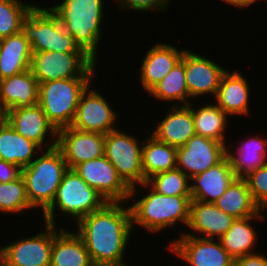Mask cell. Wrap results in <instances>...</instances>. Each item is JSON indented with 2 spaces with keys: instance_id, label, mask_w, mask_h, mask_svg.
I'll use <instances>...</instances> for the list:
<instances>
[{
  "instance_id": "27",
  "label": "cell",
  "mask_w": 267,
  "mask_h": 266,
  "mask_svg": "<svg viewBox=\"0 0 267 266\" xmlns=\"http://www.w3.org/2000/svg\"><path fill=\"white\" fill-rule=\"evenodd\" d=\"M32 50L22 32L0 39V80L30 68Z\"/></svg>"
},
{
  "instance_id": "15",
  "label": "cell",
  "mask_w": 267,
  "mask_h": 266,
  "mask_svg": "<svg viewBox=\"0 0 267 266\" xmlns=\"http://www.w3.org/2000/svg\"><path fill=\"white\" fill-rule=\"evenodd\" d=\"M6 121L17 133L36 143L42 150L56 146L57 130L39 104L6 111Z\"/></svg>"
},
{
  "instance_id": "18",
  "label": "cell",
  "mask_w": 267,
  "mask_h": 266,
  "mask_svg": "<svg viewBox=\"0 0 267 266\" xmlns=\"http://www.w3.org/2000/svg\"><path fill=\"white\" fill-rule=\"evenodd\" d=\"M234 221V217L224 213L214 203L191 200L187 227L192 233L181 231L178 236L184 233L200 238L220 239L231 228Z\"/></svg>"
},
{
  "instance_id": "36",
  "label": "cell",
  "mask_w": 267,
  "mask_h": 266,
  "mask_svg": "<svg viewBox=\"0 0 267 266\" xmlns=\"http://www.w3.org/2000/svg\"><path fill=\"white\" fill-rule=\"evenodd\" d=\"M244 179L255 204L260 210L267 212V163Z\"/></svg>"
},
{
  "instance_id": "34",
  "label": "cell",
  "mask_w": 267,
  "mask_h": 266,
  "mask_svg": "<svg viewBox=\"0 0 267 266\" xmlns=\"http://www.w3.org/2000/svg\"><path fill=\"white\" fill-rule=\"evenodd\" d=\"M146 183L163 195L191 196L190 178L178 168L154 174Z\"/></svg>"
},
{
  "instance_id": "13",
  "label": "cell",
  "mask_w": 267,
  "mask_h": 266,
  "mask_svg": "<svg viewBox=\"0 0 267 266\" xmlns=\"http://www.w3.org/2000/svg\"><path fill=\"white\" fill-rule=\"evenodd\" d=\"M75 172L107 202H127L131 188L105 155L76 165Z\"/></svg>"
},
{
  "instance_id": "25",
  "label": "cell",
  "mask_w": 267,
  "mask_h": 266,
  "mask_svg": "<svg viewBox=\"0 0 267 266\" xmlns=\"http://www.w3.org/2000/svg\"><path fill=\"white\" fill-rule=\"evenodd\" d=\"M264 213L265 211L260 210L254 216L235 219L231 228L219 239L222 247L234 260L247 254L257 252L255 246H258L256 244L261 242L257 241V239H259V234L256 230V224L253 225V220H258L259 223L260 221L264 222L263 220L266 221L267 219H265V217L267 218V216Z\"/></svg>"
},
{
  "instance_id": "16",
  "label": "cell",
  "mask_w": 267,
  "mask_h": 266,
  "mask_svg": "<svg viewBox=\"0 0 267 266\" xmlns=\"http://www.w3.org/2000/svg\"><path fill=\"white\" fill-rule=\"evenodd\" d=\"M186 85L190 98L216 96L224 73L228 70L202 54L184 51Z\"/></svg>"
},
{
  "instance_id": "40",
  "label": "cell",
  "mask_w": 267,
  "mask_h": 266,
  "mask_svg": "<svg viewBox=\"0 0 267 266\" xmlns=\"http://www.w3.org/2000/svg\"><path fill=\"white\" fill-rule=\"evenodd\" d=\"M219 1L232 5L234 8L237 7L240 9L241 8L249 9L250 6L252 7L253 4H256L257 1H260V0H219Z\"/></svg>"
},
{
  "instance_id": "9",
  "label": "cell",
  "mask_w": 267,
  "mask_h": 266,
  "mask_svg": "<svg viewBox=\"0 0 267 266\" xmlns=\"http://www.w3.org/2000/svg\"><path fill=\"white\" fill-rule=\"evenodd\" d=\"M139 139L119 128L105 135L104 155L130 188L147 181L141 160L143 140Z\"/></svg>"
},
{
  "instance_id": "7",
  "label": "cell",
  "mask_w": 267,
  "mask_h": 266,
  "mask_svg": "<svg viewBox=\"0 0 267 266\" xmlns=\"http://www.w3.org/2000/svg\"><path fill=\"white\" fill-rule=\"evenodd\" d=\"M94 79L69 78L39 84L38 104L57 131L71 126L81 95Z\"/></svg>"
},
{
  "instance_id": "29",
  "label": "cell",
  "mask_w": 267,
  "mask_h": 266,
  "mask_svg": "<svg viewBox=\"0 0 267 266\" xmlns=\"http://www.w3.org/2000/svg\"><path fill=\"white\" fill-rule=\"evenodd\" d=\"M41 151L36 143L17 133L7 121L0 126V159L22 169L27 167Z\"/></svg>"
},
{
  "instance_id": "19",
  "label": "cell",
  "mask_w": 267,
  "mask_h": 266,
  "mask_svg": "<svg viewBox=\"0 0 267 266\" xmlns=\"http://www.w3.org/2000/svg\"><path fill=\"white\" fill-rule=\"evenodd\" d=\"M186 49L178 46L156 42L145 52L141 60L139 81L142 90L147 93L166 76L174 65L181 59Z\"/></svg>"
},
{
  "instance_id": "32",
  "label": "cell",
  "mask_w": 267,
  "mask_h": 266,
  "mask_svg": "<svg viewBox=\"0 0 267 266\" xmlns=\"http://www.w3.org/2000/svg\"><path fill=\"white\" fill-rule=\"evenodd\" d=\"M214 204L235 219L254 216L260 211L253 201L246 180L242 178H235Z\"/></svg>"
},
{
  "instance_id": "28",
  "label": "cell",
  "mask_w": 267,
  "mask_h": 266,
  "mask_svg": "<svg viewBox=\"0 0 267 266\" xmlns=\"http://www.w3.org/2000/svg\"><path fill=\"white\" fill-rule=\"evenodd\" d=\"M204 105L195 108L194 103L188 106L192 109L196 135L203 136L227 146L228 136L225 132L229 128V116L216 103H202Z\"/></svg>"
},
{
  "instance_id": "5",
  "label": "cell",
  "mask_w": 267,
  "mask_h": 266,
  "mask_svg": "<svg viewBox=\"0 0 267 266\" xmlns=\"http://www.w3.org/2000/svg\"><path fill=\"white\" fill-rule=\"evenodd\" d=\"M106 203L105 198L90 187L74 169L68 168L58 187L56 197L43 213L42 220L56 226L55 219L58 218L55 217L62 213L64 217L71 218L76 224L84 216L101 209Z\"/></svg>"
},
{
  "instance_id": "21",
  "label": "cell",
  "mask_w": 267,
  "mask_h": 266,
  "mask_svg": "<svg viewBox=\"0 0 267 266\" xmlns=\"http://www.w3.org/2000/svg\"><path fill=\"white\" fill-rule=\"evenodd\" d=\"M157 122L155 130L149 132L157 140L170 146H184L196 135L192 109L188 105L168 107L161 121Z\"/></svg>"
},
{
  "instance_id": "26",
  "label": "cell",
  "mask_w": 267,
  "mask_h": 266,
  "mask_svg": "<svg viewBox=\"0 0 267 266\" xmlns=\"http://www.w3.org/2000/svg\"><path fill=\"white\" fill-rule=\"evenodd\" d=\"M39 83L30 69L0 80V101L6 111L38 104Z\"/></svg>"
},
{
  "instance_id": "11",
  "label": "cell",
  "mask_w": 267,
  "mask_h": 266,
  "mask_svg": "<svg viewBox=\"0 0 267 266\" xmlns=\"http://www.w3.org/2000/svg\"><path fill=\"white\" fill-rule=\"evenodd\" d=\"M89 85L81 95L77 106L72 128L95 132L106 135L108 132L118 128V112L115 111L108 98L104 94Z\"/></svg>"
},
{
  "instance_id": "10",
  "label": "cell",
  "mask_w": 267,
  "mask_h": 266,
  "mask_svg": "<svg viewBox=\"0 0 267 266\" xmlns=\"http://www.w3.org/2000/svg\"><path fill=\"white\" fill-rule=\"evenodd\" d=\"M43 226L38 234L0 245V266H50L54 225L44 222Z\"/></svg>"
},
{
  "instance_id": "23",
  "label": "cell",
  "mask_w": 267,
  "mask_h": 266,
  "mask_svg": "<svg viewBox=\"0 0 267 266\" xmlns=\"http://www.w3.org/2000/svg\"><path fill=\"white\" fill-rule=\"evenodd\" d=\"M239 145L227 144V154L236 178L244 179L250 173L267 163V137L259 135L248 136ZM229 145V146H228ZM231 148V149H230ZM232 150V151H230ZM235 151V152H234Z\"/></svg>"
},
{
  "instance_id": "8",
  "label": "cell",
  "mask_w": 267,
  "mask_h": 266,
  "mask_svg": "<svg viewBox=\"0 0 267 266\" xmlns=\"http://www.w3.org/2000/svg\"><path fill=\"white\" fill-rule=\"evenodd\" d=\"M98 64L84 49L66 53L42 51L32 52L29 69L40 84L58 79L95 78Z\"/></svg>"
},
{
  "instance_id": "38",
  "label": "cell",
  "mask_w": 267,
  "mask_h": 266,
  "mask_svg": "<svg viewBox=\"0 0 267 266\" xmlns=\"http://www.w3.org/2000/svg\"><path fill=\"white\" fill-rule=\"evenodd\" d=\"M21 170L19 166L0 159V183L16 180L21 176Z\"/></svg>"
},
{
  "instance_id": "24",
  "label": "cell",
  "mask_w": 267,
  "mask_h": 266,
  "mask_svg": "<svg viewBox=\"0 0 267 266\" xmlns=\"http://www.w3.org/2000/svg\"><path fill=\"white\" fill-rule=\"evenodd\" d=\"M54 225L50 266H95L82 238L73 230Z\"/></svg>"
},
{
  "instance_id": "30",
  "label": "cell",
  "mask_w": 267,
  "mask_h": 266,
  "mask_svg": "<svg viewBox=\"0 0 267 266\" xmlns=\"http://www.w3.org/2000/svg\"><path fill=\"white\" fill-rule=\"evenodd\" d=\"M148 136L142 145V170L147 180L154 174L176 168L177 148L160 142L146 131Z\"/></svg>"
},
{
  "instance_id": "31",
  "label": "cell",
  "mask_w": 267,
  "mask_h": 266,
  "mask_svg": "<svg viewBox=\"0 0 267 266\" xmlns=\"http://www.w3.org/2000/svg\"><path fill=\"white\" fill-rule=\"evenodd\" d=\"M148 94L152 95L156 101L160 100L159 103L161 101H164V103H172L174 101L172 106H185L194 102L191 101L186 85L184 53L171 71Z\"/></svg>"
},
{
  "instance_id": "4",
  "label": "cell",
  "mask_w": 267,
  "mask_h": 266,
  "mask_svg": "<svg viewBox=\"0 0 267 266\" xmlns=\"http://www.w3.org/2000/svg\"><path fill=\"white\" fill-rule=\"evenodd\" d=\"M67 169L66 161L56 146L42 150L27 167L22 168L21 176L34 210L39 208L43 214L50 207Z\"/></svg>"
},
{
  "instance_id": "12",
  "label": "cell",
  "mask_w": 267,
  "mask_h": 266,
  "mask_svg": "<svg viewBox=\"0 0 267 266\" xmlns=\"http://www.w3.org/2000/svg\"><path fill=\"white\" fill-rule=\"evenodd\" d=\"M167 247L184 266H234V259L222 247L219 239H207L184 233L170 240Z\"/></svg>"
},
{
  "instance_id": "20",
  "label": "cell",
  "mask_w": 267,
  "mask_h": 266,
  "mask_svg": "<svg viewBox=\"0 0 267 266\" xmlns=\"http://www.w3.org/2000/svg\"><path fill=\"white\" fill-rule=\"evenodd\" d=\"M248 78L237 69L228 70L222 76L217 94L213 98L215 103L230 117L251 115L250 109V84ZM250 112V113H249Z\"/></svg>"
},
{
  "instance_id": "1",
  "label": "cell",
  "mask_w": 267,
  "mask_h": 266,
  "mask_svg": "<svg viewBox=\"0 0 267 266\" xmlns=\"http://www.w3.org/2000/svg\"><path fill=\"white\" fill-rule=\"evenodd\" d=\"M127 203L107 202L101 209L80 219L77 228H73L82 238L95 266L128 265L125 257L129 253L127 248L133 227Z\"/></svg>"
},
{
  "instance_id": "41",
  "label": "cell",
  "mask_w": 267,
  "mask_h": 266,
  "mask_svg": "<svg viewBox=\"0 0 267 266\" xmlns=\"http://www.w3.org/2000/svg\"><path fill=\"white\" fill-rule=\"evenodd\" d=\"M6 121V110L0 101V126Z\"/></svg>"
},
{
  "instance_id": "14",
  "label": "cell",
  "mask_w": 267,
  "mask_h": 266,
  "mask_svg": "<svg viewBox=\"0 0 267 266\" xmlns=\"http://www.w3.org/2000/svg\"><path fill=\"white\" fill-rule=\"evenodd\" d=\"M226 149L223 143L194 135L177 148L176 168L192 178L220 163L226 157Z\"/></svg>"
},
{
  "instance_id": "35",
  "label": "cell",
  "mask_w": 267,
  "mask_h": 266,
  "mask_svg": "<svg viewBox=\"0 0 267 266\" xmlns=\"http://www.w3.org/2000/svg\"><path fill=\"white\" fill-rule=\"evenodd\" d=\"M34 3L0 0V39L21 32L22 20Z\"/></svg>"
},
{
  "instance_id": "17",
  "label": "cell",
  "mask_w": 267,
  "mask_h": 266,
  "mask_svg": "<svg viewBox=\"0 0 267 266\" xmlns=\"http://www.w3.org/2000/svg\"><path fill=\"white\" fill-rule=\"evenodd\" d=\"M56 147L68 168L104 155L105 135L65 127L57 131Z\"/></svg>"
},
{
  "instance_id": "37",
  "label": "cell",
  "mask_w": 267,
  "mask_h": 266,
  "mask_svg": "<svg viewBox=\"0 0 267 266\" xmlns=\"http://www.w3.org/2000/svg\"><path fill=\"white\" fill-rule=\"evenodd\" d=\"M118 3L116 6L117 9H121L120 11L130 10V11H137V12H148L152 11L151 13L167 11L168 6L171 4L172 0H116Z\"/></svg>"
},
{
  "instance_id": "3",
  "label": "cell",
  "mask_w": 267,
  "mask_h": 266,
  "mask_svg": "<svg viewBox=\"0 0 267 266\" xmlns=\"http://www.w3.org/2000/svg\"><path fill=\"white\" fill-rule=\"evenodd\" d=\"M105 0H62L49 6L60 18L65 31L72 35L81 49L96 61L103 39ZM105 5V6H104ZM103 22V24H102ZM103 26V27H102ZM104 28V29H103Z\"/></svg>"
},
{
  "instance_id": "39",
  "label": "cell",
  "mask_w": 267,
  "mask_h": 266,
  "mask_svg": "<svg viewBox=\"0 0 267 266\" xmlns=\"http://www.w3.org/2000/svg\"><path fill=\"white\" fill-rule=\"evenodd\" d=\"M234 266H267V256L260 251L234 260Z\"/></svg>"
},
{
  "instance_id": "2",
  "label": "cell",
  "mask_w": 267,
  "mask_h": 266,
  "mask_svg": "<svg viewBox=\"0 0 267 266\" xmlns=\"http://www.w3.org/2000/svg\"><path fill=\"white\" fill-rule=\"evenodd\" d=\"M140 186L142 190H139ZM140 191H144L146 194L142 192L137 195ZM132 199L133 201H131ZM129 200L132 202L129 207L133 230L139 226L143 230H147L148 235L149 233L157 235L164 229L173 228L174 230L177 224L178 226L179 224L184 227L188 226L191 196L163 195L153 190L145 182L131 188Z\"/></svg>"
},
{
  "instance_id": "6",
  "label": "cell",
  "mask_w": 267,
  "mask_h": 266,
  "mask_svg": "<svg viewBox=\"0 0 267 266\" xmlns=\"http://www.w3.org/2000/svg\"><path fill=\"white\" fill-rule=\"evenodd\" d=\"M21 32L32 52H79L81 48L68 34L60 18L48 6L35 4L23 17Z\"/></svg>"
},
{
  "instance_id": "33",
  "label": "cell",
  "mask_w": 267,
  "mask_h": 266,
  "mask_svg": "<svg viewBox=\"0 0 267 266\" xmlns=\"http://www.w3.org/2000/svg\"><path fill=\"white\" fill-rule=\"evenodd\" d=\"M33 211L29 203L25 182L22 176L11 182L0 183V213L24 214L25 211ZM22 212V213H21ZM21 213V214H20Z\"/></svg>"
},
{
  "instance_id": "22",
  "label": "cell",
  "mask_w": 267,
  "mask_h": 266,
  "mask_svg": "<svg viewBox=\"0 0 267 266\" xmlns=\"http://www.w3.org/2000/svg\"><path fill=\"white\" fill-rule=\"evenodd\" d=\"M226 156L220 163L190 178L191 200L214 203L235 179Z\"/></svg>"
}]
</instances>
